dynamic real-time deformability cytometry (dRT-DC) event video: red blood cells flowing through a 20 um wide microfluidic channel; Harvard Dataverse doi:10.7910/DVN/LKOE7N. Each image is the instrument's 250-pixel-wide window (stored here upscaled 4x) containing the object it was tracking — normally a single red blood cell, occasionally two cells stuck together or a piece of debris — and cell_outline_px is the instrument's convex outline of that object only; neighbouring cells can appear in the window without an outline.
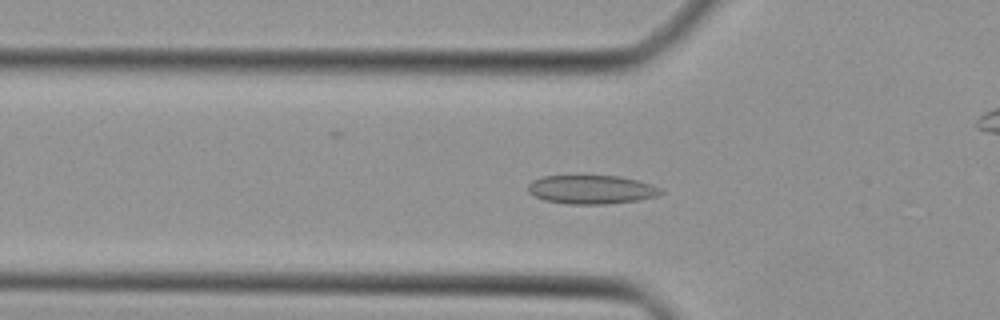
{"species": "Egyptian fruit bat (a non-hibernating species)", "species_latin": "Rousettus aegyptiacus", "temperature_condition": "cold", "stored_images_in_passage": 35, "camera_frame_rate_fps": 3000, "um_per_image_px": 0.085, "animal": {"sex": "female"}, "frame": {"image": 1, "passage_image": 4, "time_ms": 1.0, "image_size_px": [1000, 320], "cell_outline_px": [[664, 192], [656, 196], [636, 200], [604, 204], [568, 204], [544, 200], [528, 192], [528, 184], [532, 180], [544, 176], [616, 176], [640, 180], [660, 188]], "centroid_in_image_um": [50.26, 16.11], "position_along_channel_um": 75.5, "area_um2": 22.08}}
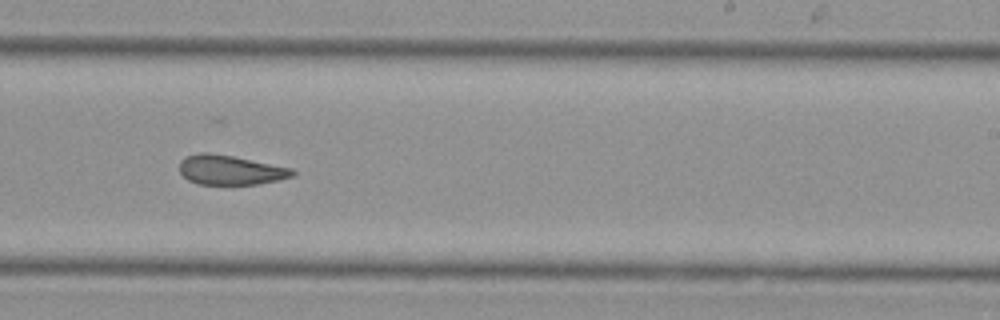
{"frame": {"image": 2, "passage_image": 17, "time_ms": 5.333, "image_size_px": [1000, 320], "cell_outline_px": [[296, 176], [256, 184], [200, 184], [188, 180], [180, 172], [180, 160], [184, 156], [200, 152], [208, 152], [232, 156], [292, 168], [296, 172]], "centroid_in_image_um": [19.57, 14.44], "position_along_channel_um": 269.4, "area_um2": 19.42}}
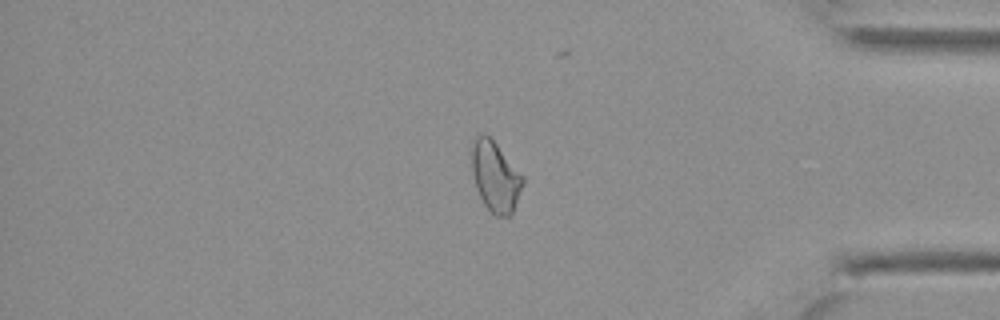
{"frame": {"image": 3, "passage_image": 27, "time_ms": 8.667, "image_size_px": [1000, 320], "cell_outline_px": [[524, 184], [512, 216], [496, 216], [484, 204], [476, 188], [472, 172], [472, 148], [476, 136], [484, 132], [496, 144], [524, 176]], "centroid_in_image_um": [42.13, 15.04], "position_along_channel_um": 393.1, "area_um2": 20.87}}